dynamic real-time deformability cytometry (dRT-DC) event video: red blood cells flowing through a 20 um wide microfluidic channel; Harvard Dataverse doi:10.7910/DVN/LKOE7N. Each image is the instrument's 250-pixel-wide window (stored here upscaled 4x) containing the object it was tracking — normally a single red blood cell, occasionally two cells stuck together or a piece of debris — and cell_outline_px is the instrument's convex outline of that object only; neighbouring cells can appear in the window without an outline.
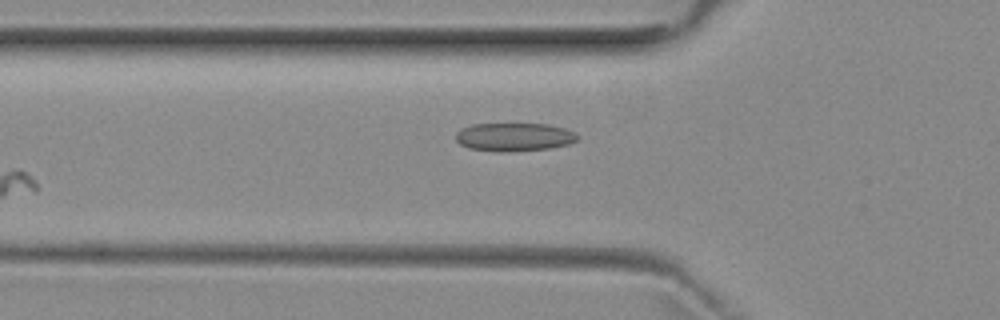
{"species": "common noctule bat (a hibernating species)", "species_latin": "Nyctalus noctula", "temperature_condition": "room temperature", "stored_images_in_passage": 5, "camera_frame_rate_fps": 3000, "um_per_image_px": 0.085, "animal": {"sex": "female", "body_mass_g": 29.2, "forearm_length_mm": 56.3}, "frame": {"image": 1, "passage_image": 5, "time_ms": 4.667, "image_size_px": [1000, 320], "cell_outline_px": [[580, 136], [576, 140], [568, 144], [548, 148], [468, 148], [460, 144], [456, 140], [456, 132], [472, 124], [548, 124], [564, 128]], "centroid_in_image_um": [43.73, 11.57], "position_along_channel_um": 82.1, "area_um2": 18.67}}